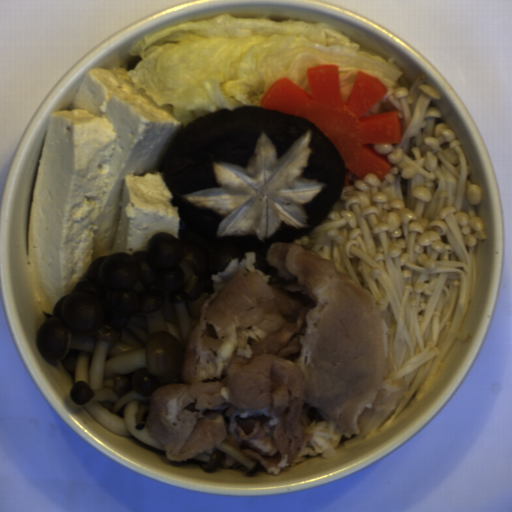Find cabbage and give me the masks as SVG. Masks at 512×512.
Listing matches in <instances>:
<instances>
[{
    "mask_svg": "<svg viewBox=\"0 0 512 512\" xmlns=\"http://www.w3.org/2000/svg\"><path fill=\"white\" fill-rule=\"evenodd\" d=\"M139 62L127 77L184 129L221 109L260 107L278 78L310 93L307 69L338 67L346 102L358 71L388 90L402 68L325 25L263 16L213 15L154 31L131 50Z\"/></svg>",
    "mask_w": 512,
    "mask_h": 512,
    "instance_id": "obj_1",
    "label": "cabbage"
}]
</instances>
